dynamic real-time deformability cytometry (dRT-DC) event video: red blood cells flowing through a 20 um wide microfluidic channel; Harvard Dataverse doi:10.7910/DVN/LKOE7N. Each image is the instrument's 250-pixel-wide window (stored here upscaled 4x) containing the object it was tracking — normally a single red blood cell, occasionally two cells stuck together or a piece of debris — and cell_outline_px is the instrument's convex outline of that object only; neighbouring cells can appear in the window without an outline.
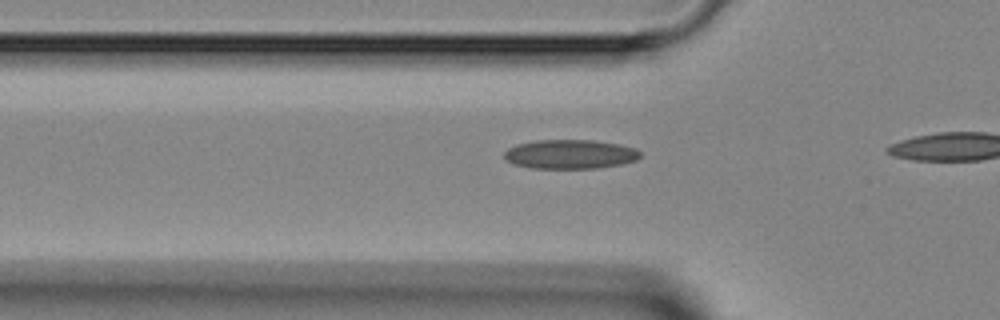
{"species": "Egyptian fruit bat (a non-hibernating species)", "species_latin": "Rousettus aegyptiacus", "temperature_condition": "room temperature", "stored_images_in_passage": 17, "camera_frame_rate_fps": 3000, "um_per_image_px": 0.085, "animal": {"sex": "female"}, "frame": {"image": 1, "passage_image": 12, "time_ms": 3.667, "image_size_px": [1000, 320], "cell_outline_px": [[640, 156], [636, 160], [620, 164], [596, 168], [528, 168], [512, 164], [504, 156], [504, 152], [508, 148], [516, 144], [536, 140], [592, 140], [620, 144], [636, 148], [640, 152]], "centroid_in_image_um": [48.44, 13.1], "position_along_channel_um": 77.4, "area_um2": 23.18}}
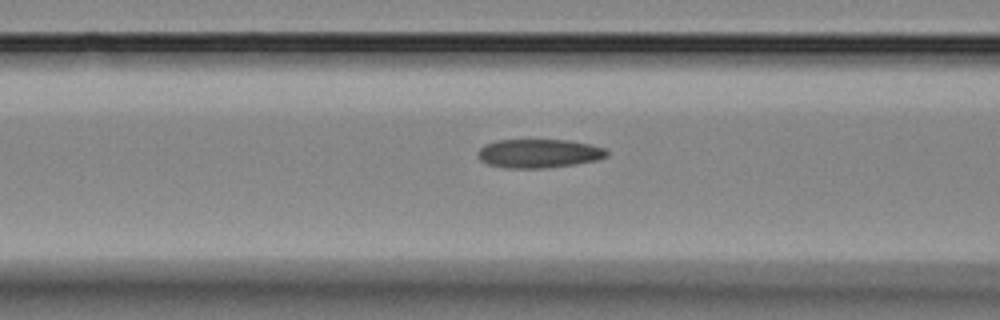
{"frame": {"image": 2, "passage_image": 15, "time_ms": 4.667, "image_size_px": [1000, 320], "cell_outline_px": [[608, 156], [596, 160], [576, 164], [544, 168], [504, 168], [488, 164], [480, 160], [476, 156], [476, 152], [484, 144], [496, 140], [568, 140], [588, 144], [604, 148], [608, 152]], "centroid_in_image_um": [45.75, 13.04], "position_along_channel_um": 120.9, "area_um2": 21.73}}